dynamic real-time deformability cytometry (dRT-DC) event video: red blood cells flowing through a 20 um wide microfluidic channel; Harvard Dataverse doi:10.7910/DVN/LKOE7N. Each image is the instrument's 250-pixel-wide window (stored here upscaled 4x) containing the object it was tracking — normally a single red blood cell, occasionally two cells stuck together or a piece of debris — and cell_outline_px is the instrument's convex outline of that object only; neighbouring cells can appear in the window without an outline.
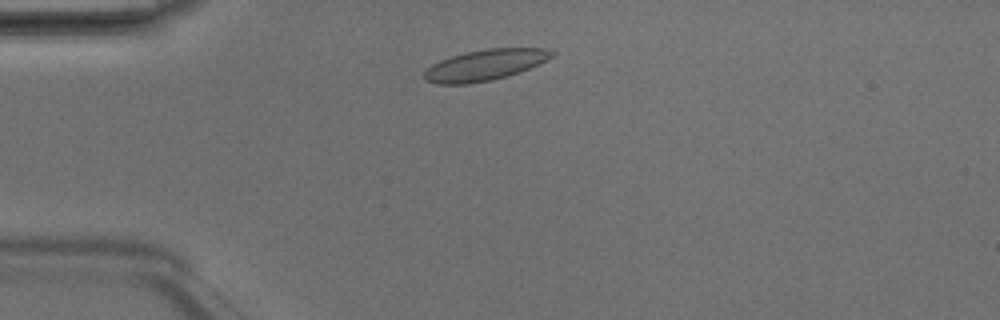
{"species": "Egyptian fruit bat (a non-hibernating species)", "species_latin": "Rousettus aegyptiacus", "temperature_condition": "room temperature", "stored_images_in_passage": 4, "camera_frame_rate_fps": 3000, "um_per_image_px": 0.085, "animal": {"sex": "male"}, "frame": {"image": 1, "passage_image": 1, "time_ms": 0.0, "image_size_px": [1000, 320], "cell_outline_px": [[556, 56], [520, 72], [508, 76], [492, 80], [468, 84], [436, 84], [424, 80], [424, 72], [432, 64], [440, 60], [452, 56], [484, 48], [544, 48], [556, 52]], "centroid_in_image_um": [41.25, 5.53], "position_along_channel_um": 43.8, "area_um2": 23.12}}
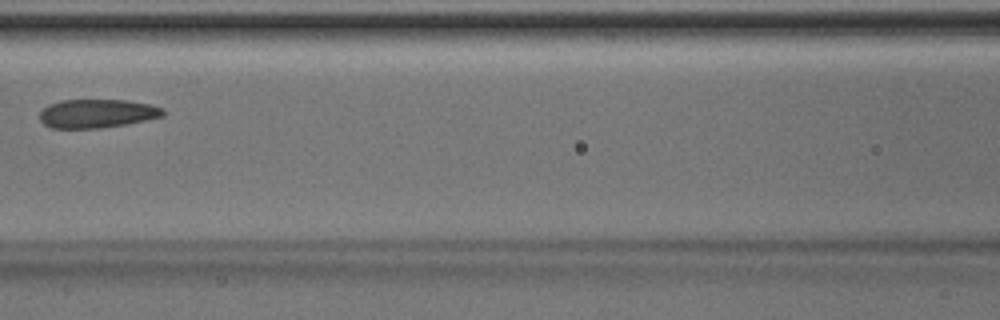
{"frame": {"image": 2, "passage_image": 4, "time_ms": 1.0, "image_size_px": [1000, 320], "cell_outline_px": [[164, 116], [104, 128], [52, 128], [44, 124], [40, 120], [40, 112], [48, 104], [60, 100], [128, 100], [148, 104], [164, 108]], "centroid_in_image_um": [8.23, 9.64], "position_along_channel_um": 158.4, "area_um2": 20.58}}